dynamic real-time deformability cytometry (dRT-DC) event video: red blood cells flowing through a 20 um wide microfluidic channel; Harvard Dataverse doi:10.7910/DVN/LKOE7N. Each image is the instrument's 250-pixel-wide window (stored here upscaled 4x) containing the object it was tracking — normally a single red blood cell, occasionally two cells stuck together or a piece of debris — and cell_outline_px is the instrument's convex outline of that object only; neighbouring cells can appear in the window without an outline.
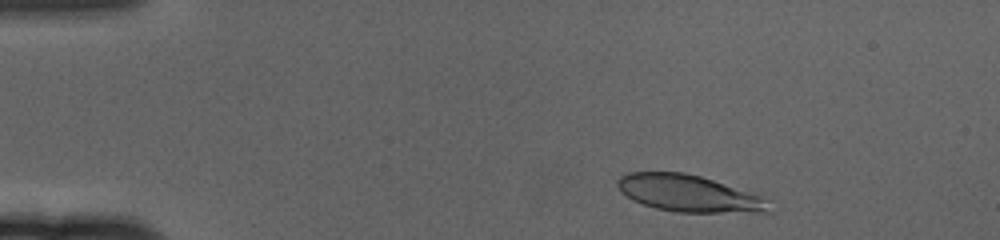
{"species": "human", "species_latin": "Homo sapiens", "temperature_condition": "cold", "stored_images_in_passage": 55, "camera_frame_rate_fps": 3000, "um_per_image_px": 0.085, "donor": {"sex": "female"}, "frame": {"image": 1, "passage_image": 4, "time_ms": 1.0, "image_size_px": [1000, 240], "cell_outline_px": [[776, 212], [676, 212], [656, 208], [632, 200], [620, 192], [616, 184], [616, 180], [620, 176], [628, 172], [684, 172], [700, 176], [772, 196]], "centroid_in_image_um": [58.74, 16.45], "position_along_channel_um": 26.3, "area_um2": 33.76}}
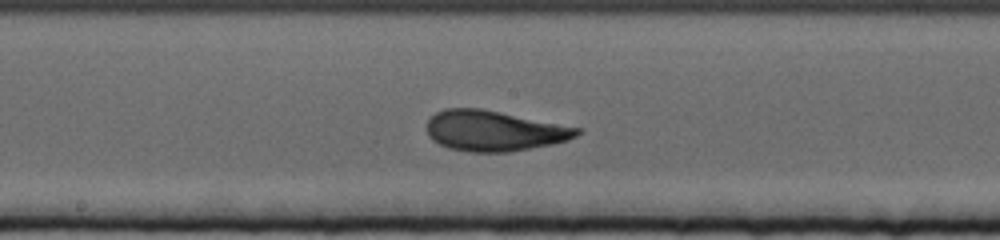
{"frame": {"image": 2, "passage_image": 27, "time_ms": 8.667, "image_size_px": [1000, 240], "cell_outline_px": [[584, 128], [576, 136], [568, 140], [552, 144], [508, 152], [468, 152], [448, 148], [432, 140], [428, 136], [428, 120], [436, 112], [444, 108], [480, 108]], "centroid_in_image_um": [42.01, 11.12], "position_along_channel_um": 206.2, "area_um2": 35.49}}
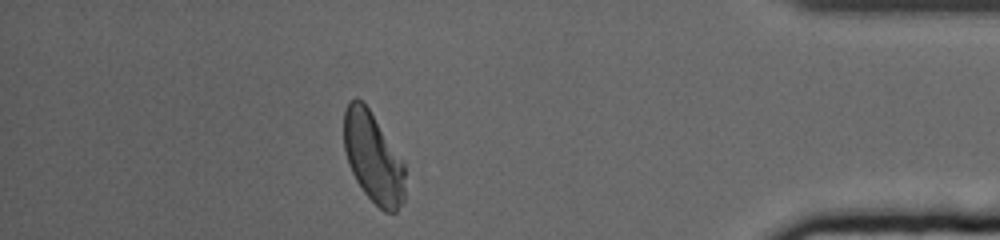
{"frame": {"image": 3, "passage_image": 48, "time_ms": 15.667, "image_size_px": [1000, 240], "cell_outline_px": [[404, 200], [396, 212], [384, 212], [364, 192], [356, 180], [348, 164], [344, 148], [344, 108], [348, 100], [356, 96], [368, 108], [404, 160]], "centroid_in_image_um": [31.71, 13.37], "position_along_channel_um": 403.5, "area_um2": 32.31}, "authors_computed_cell_mechanics": {"area_um2": 33.6974, "velocity_mm_per_s": 3.3561, "shape_relaxation_time_tau1_ms": 4.0497, "shape_relaxation_time_tau2_ms": 1.0042, "deformation_change_tau1": 0.165, "deformation_change_tau2": 0.071}}